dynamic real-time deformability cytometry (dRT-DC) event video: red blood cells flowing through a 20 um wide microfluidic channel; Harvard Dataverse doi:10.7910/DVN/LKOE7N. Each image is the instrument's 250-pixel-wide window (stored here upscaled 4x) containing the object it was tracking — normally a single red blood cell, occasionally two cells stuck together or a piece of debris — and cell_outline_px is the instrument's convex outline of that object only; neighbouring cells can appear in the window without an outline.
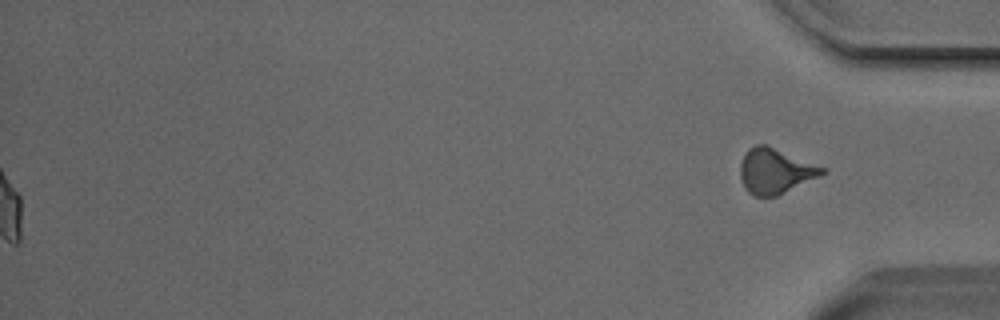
{"species": "Egyptian fruit bat (a non-hibernating species)", "species_latin": "Rousettus aegyptiacus", "temperature_condition": "cold", "stored_images_in_passage": 39, "segment_of_instrument_passage": [2, 2], "camera_frame_rate_fps": 3000, "um_per_image_px": 0.085, "animal": {"sex": "male"}, "frame": {"image": 1, "passage_image": 39, "time_ms": 12.667, "image_size_px": [1000, 320], "cell_outline_px": [[828, 172], [820, 176], [776, 196], [752, 196], [744, 188], [740, 176], [740, 164], [748, 148], [756, 144], [768, 144], [828, 168]], "centroid_in_image_um": [65.92, 14.51], "position_along_channel_um": 369.3, "area_um2": 21.96}}